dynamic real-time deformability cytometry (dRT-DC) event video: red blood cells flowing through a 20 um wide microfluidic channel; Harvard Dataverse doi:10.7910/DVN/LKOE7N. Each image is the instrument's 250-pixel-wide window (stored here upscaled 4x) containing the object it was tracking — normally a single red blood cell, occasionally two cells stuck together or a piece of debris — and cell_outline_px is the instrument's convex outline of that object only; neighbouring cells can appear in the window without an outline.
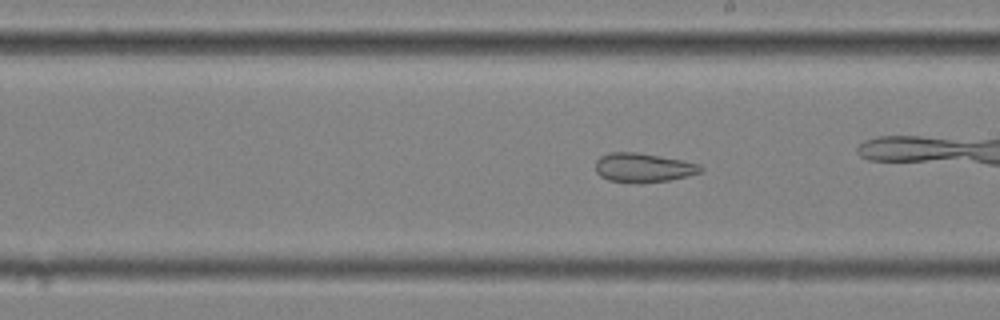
{"species": "common noctule bat (a hibernating species)", "species_latin": "Nyctalus noctula", "temperature_condition": "cold", "stored_images_in_passage": 32, "camera_frame_rate_fps": 3000, "um_per_image_px": 0.085, "animal": {"sex": "female", "body_mass_g": 25.1}, "frame": {"image": 1, "passage_image": 19, "time_ms": 6.0, "image_size_px": [1000, 320], "cell_outline_px": [[704, 172], [668, 180], [640, 184], [632, 184], [608, 180], [600, 176], [596, 172], [596, 160], [600, 156], [608, 152], [636, 152], [660, 156], [700, 164], [704, 168]], "centroid_in_image_um": [54.66, 14.26], "position_along_channel_um": 234.3, "area_um2": 18.15}}